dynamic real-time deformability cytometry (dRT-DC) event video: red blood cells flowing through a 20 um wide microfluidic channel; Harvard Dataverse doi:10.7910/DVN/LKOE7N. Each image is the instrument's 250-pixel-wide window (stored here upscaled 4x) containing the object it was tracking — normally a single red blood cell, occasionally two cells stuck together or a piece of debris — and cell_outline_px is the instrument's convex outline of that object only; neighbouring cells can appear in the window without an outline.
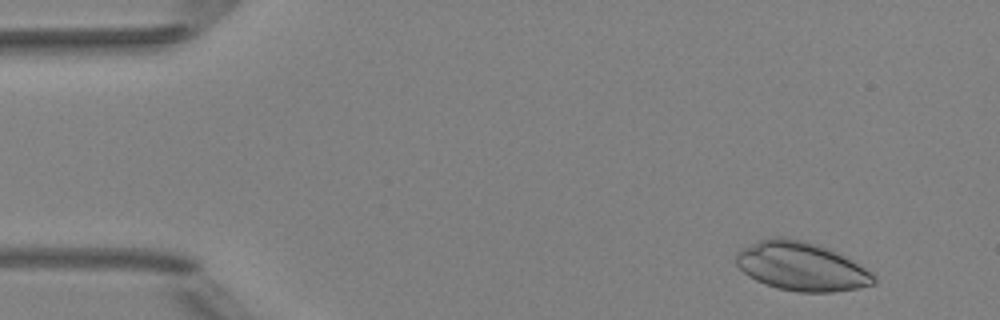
{"species": "Egyptian fruit bat (a non-hibernating species)", "species_latin": "Rousettus aegyptiacus", "temperature_condition": "room temperature", "stored_images_in_passage": 3, "camera_frame_rate_fps": 3000, "um_per_image_px": 0.085, "animal": {"sex": "female"}, "frame": {"image": 1, "passage_image": 1, "time_ms": 0.0, "image_size_px": [1000, 320], "cell_outline_px": [[876, 284], [856, 288], [832, 292], [796, 292], [776, 288], [764, 284], [748, 276], [736, 264], [736, 252], [740, 248], [760, 240], [772, 236], [784, 236], [804, 240], [820, 244], [860, 264], [872, 272], [876, 276]], "centroid_in_image_um": [68.11, 22.63], "position_along_channel_um": 16.9, "area_um2": 39.54}}